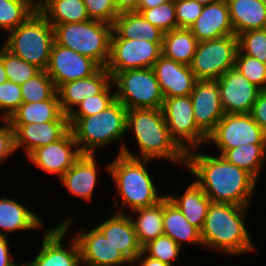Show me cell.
I'll return each mask as SVG.
<instances>
[{
    "label": "cell",
    "mask_w": 266,
    "mask_h": 266,
    "mask_svg": "<svg viewBox=\"0 0 266 266\" xmlns=\"http://www.w3.org/2000/svg\"><path fill=\"white\" fill-rule=\"evenodd\" d=\"M195 152L186 153V169L197 177L195 182L213 203L249 206L257 180L247 171L218 157Z\"/></svg>",
    "instance_id": "cell-1"
},
{
    "label": "cell",
    "mask_w": 266,
    "mask_h": 266,
    "mask_svg": "<svg viewBox=\"0 0 266 266\" xmlns=\"http://www.w3.org/2000/svg\"><path fill=\"white\" fill-rule=\"evenodd\" d=\"M132 129L140 148V157L133 155L125 144H121L119 154L149 161L164 158L185 167L186 153L171 138L161 108L128 109L127 133Z\"/></svg>",
    "instance_id": "cell-2"
},
{
    "label": "cell",
    "mask_w": 266,
    "mask_h": 266,
    "mask_svg": "<svg viewBox=\"0 0 266 266\" xmlns=\"http://www.w3.org/2000/svg\"><path fill=\"white\" fill-rule=\"evenodd\" d=\"M248 209L249 206L211 202L200 230L203 246L230 256L256 250L244 223Z\"/></svg>",
    "instance_id": "cell-3"
},
{
    "label": "cell",
    "mask_w": 266,
    "mask_h": 266,
    "mask_svg": "<svg viewBox=\"0 0 266 266\" xmlns=\"http://www.w3.org/2000/svg\"><path fill=\"white\" fill-rule=\"evenodd\" d=\"M149 160L136 159L118 154L106 170L112 176L122 205L130 211L150 207L162 201L166 195H158L152 178L147 171Z\"/></svg>",
    "instance_id": "cell-4"
},
{
    "label": "cell",
    "mask_w": 266,
    "mask_h": 266,
    "mask_svg": "<svg viewBox=\"0 0 266 266\" xmlns=\"http://www.w3.org/2000/svg\"><path fill=\"white\" fill-rule=\"evenodd\" d=\"M127 111L122 103L115 100L95 115L68 117L70 130L81 153L94 155L96 149L122 138L127 132Z\"/></svg>",
    "instance_id": "cell-5"
},
{
    "label": "cell",
    "mask_w": 266,
    "mask_h": 266,
    "mask_svg": "<svg viewBox=\"0 0 266 266\" xmlns=\"http://www.w3.org/2000/svg\"><path fill=\"white\" fill-rule=\"evenodd\" d=\"M8 34L7 41L3 43L8 51L46 70L54 43V28L38 10Z\"/></svg>",
    "instance_id": "cell-6"
},
{
    "label": "cell",
    "mask_w": 266,
    "mask_h": 266,
    "mask_svg": "<svg viewBox=\"0 0 266 266\" xmlns=\"http://www.w3.org/2000/svg\"><path fill=\"white\" fill-rule=\"evenodd\" d=\"M52 26L57 44L93 59L101 67L107 65L113 25L90 19Z\"/></svg>",
    "instance_id": "cell-7"
},
{
    "label": "cell",
    "mask_w": 266,
    "mask_h": 266,
    "mask_svg": "<svg viewBox=\"0 0 266 266\" xmlns=\"http://www.w3.org/2000/svg\"><path fill=\"white\" fill-rule=\"evenodd\" d=\"M116 100L127 109L162 107L164 96L153 68L129 69L112 77Z\"/></svg>",
    "instance_id": "cell-8"
},
{
    "label": "cell",
    "mask_w": 266,
    "mask_h": 266,
    "mask_svg": "<svg viewBox=\"0 0 266 266\" xmlns=\"http://www.w3.org/2000/svg\"><path fill=\"white\" fill-rule=\"evenodd\" d=\"M238 38L235 34L198 42L190 68L197 80H217L235 67Z\"/></svg>",
    "instance_id": "cell-9"
},
{
    "label": "cell",
    "mask_w": 266,
    "mask_h": 266,
    "mask_svg": "<svg viewBox=\"0 0 266 266\" xmlns=\"http://www.w3.org/2000/svg\"><path fill=\"white\" fill-rule=\"evenodd\" d=\"M161 110L171 138L185 153L207 142L195 122L190 95L164 98Z\"/></svg>",
    "instance_id": "cell-10"
},
{
    "label": "cell",
    "mask_w": 266,
    "mask_h": 266,
    "mask_svg": "<svg viewBox=\"0 0 266 266\" xmlns=\"http://www.w3.org/2000/svg\"><path fill=\"white\" fill-rule=\"evenodd\" d=\"M161 55L162 43L111 38L110 55L105 68L111 77L129 69L152 68Z\"/></svg>",
    "instance_id": "cell-11"
},
{
    "label": "cell",
    "mask_w": 266,
    "mask_h": 266,
    "mask_svg": "<svg viewBox=\"0 0 266 266\" xmlns=\"http://www.w3.org/2000/svg\"><path fill=\"white\" fill-rule=\"evenodd\" d=\"M222 155L226 150L247 144H266V133L249 113H225L207 137Z\"/></svg>",
    "instance_id": "cell-12"
},
{
    "label": "cell",
    "mask_w": 266,
    "mask_h": 266,
    "mask_svg": "<svg viewBox=\"0 0 266 266\" xmlns=\"http://www.w3.org/2000/svg\"><path fill=\"white\" fill-rule=\"evenodd\" d=\"M72 218H67L60 224L44 233L42 247L38 255L29 262L28 266H80L81 257L75 238L70 241L68 248L62 246V240L72 225Z\"/></svg>",
    "instance_id": "cell-13"
},
{
    "label": "cell",
    "mask_w": 266,
    "mask_h": 266,
    "mask_svg": "<svg viewBox=\"0 0 266 266\" xmlns=\"http://www.w3.org/2000/svg\"><path fill=\"white\" fill-rule=\"evenodd\" d=\"M100 68L101 66L93 59L63 47L54 41L45 71L58 89L66 82L89 77Z\"/></svg>",
    "instance_id": "cell-14"
},
{
    "label": "cell",
    "mask_w": 266,
    "mask_h": 266,
    "mask_svg": "<svg viewBox=\"0 0 266 266\" xmlns=\"http://www.w3.org/2000/svg\"><path fill=\"white\" fill-rule=\"evenodd\" d=\"M190 98L197 127L208 137L225 115L216 80H197Z\"/></svg>",
    "instance_id": "cell-15"
},
{
    "label": "cell",
    "mask_w": 266,
    "mask_h": 266,
    "mask_svg": "<svg viewBox=\"0 0 266 266\" xmlns=\"http://www.w3.org/2000/svg\"><path fill=\"white\" fill-rule=\"evenodd\" d=\"M77 146L74 135L69 130L61 139L35 149L27 158L41 170L57 174L61 178L82 155Z\"/></svg>",
    "instance_id": "cell-16"
},
{
    "label": "cell",
    "mask_w": 266,
    "mask_h": 266,
    "mask_svg": "<svg viewBox=\"0 0 266 266\" xmlns=\"http://www.w3.org/2000/svg\"><path fill=\"white\" fill-rule=\"evenodd\" d=\"M216 82L225 113H250L262 91L235 68L226 71Z\"/></svg>",
    "instance_id": "cell-17"
},
{
    "label": "cell",
    "mask_w": 266,
    "mask_h": 266,
    "mask_svg": "<svg viewBox=\"0 0 266 266\" xmlns=\"http://www.w3.org/2000/svg\"><path fill=\"white\" fill-rule=\"evenodd\" d=\"M81 231L77 233L78 235L75 239L79 246L82 264L88 266H122L130 264L97 227L87 233L83 230Z\"/></svg>",
    "instance_id": "cell-18"
},
{
    "label": "cell",
    "mask_w": 266,
    "mask_h": 266,
    "mask_svg": "<svg viewBox=\"0 0 266 266\" xmlns=\"http://www.w3.org/2000/svg\"><path fill=\"white\" fill-rule=\"evenodd\" d=\"M152 68L164 98L188 96L193 91L197 79L190 66L161 55Z\"/></svg>",
    "instance_id": "cell-19"
},
{
    "label": "cell",
    "mask_w": 266,
    "mask_h": 266,
    "mask_svg": "<svg viewBox=\"0 0 266 266\" xmlns=\"http://www.w3.org/2000/svg\"><path fill=\"white\" fill-rule=\"evenodd\" d=\"M14 130L15 150L24 147L27 157L37 148L54 143L69 130V121L45 123L11 124Z\"/></svg>",
    "instance_id": "cell-20"
},
{
    "label": "cell",
    "mask_w": 266,
    "mask_h": 266,
    "mask_svg": "<svg viewBox=\"0 0 266 266\" xmlns=\"http://www.w3.org/2000/svg\"><path fill=\"white\" fill-rule=\"evenodd\" d=\"M110 83L111 74L101 67L95 74L62 84L57 93L62 112L69 115L84 99L101 93Z\"/></svg>",
    "instance_id": "cell-21"
},
{
    "label": "cell",
    "mask_w": 266,
    "mask_h": 266,
    "mask_svg": "<svg viewBox=\"0 0 266 266\" xmlns=\"http://www.w3.org/2000/svg\"><path fill=\"white\" fill-rule=\"evenodd\" d=\"M96 227L131 264L142 252L130 216L125 215L120 209Z\"/></svg>",
    "instance_id": "cell-22"
},
{
    "label": "cell",
    "mask_w": 266,
    "mask_h": 266,
    "mask_svg": "<svg viewBox=\"0 0 266 266\" xmlns=\"http://www.w3.org/2000/svg\"><path fill=\"white\" fill-rule=\"evenodd\" d=\"M189 29L199 42L234 34L227 1L204 5Z\"/></svg>",
    "instance_id": "cell-23"
},
{
    "label": "cell",
    "mask_w": 266,
    "mask_h": 266,
    "mask_svg": "<svg viewBox=\"0 0 266 266\" xmlns=\"http://www.w3.org/2000/svg\"><path fill=\"white\" fill-rule=\"evenodd\" d=\"M97 166L94 155L82 154L60 178L61 183L70 194L90 201L97 182Z\"/></svg>",
    "instance_id": "cell-24"
},
{
    "label": "cell",
    "mask_w": 266,
    "mask_h": 266,
    "mask_svg": "<svg viewBox=\"0 0 266 266\" xmlns=\"http://www.w3.org/2000/svg\"><path fill=\"white\" fill-rule=\"evenodd\" d=\"M234 34L266 28V1L227 0Z\"/></svg>",
    "instance_id": "cell-25"
},
{
    "label": "cell",
    "mask_w": 266,
    "mask_h": 266,
    "mask_svg": "<svg viewBox=\"0 0 266 266\" xmlns=\"http://www.w3.org/2000/svg\"><path fill=\"white\" fill-rule=\"evenodd\" d=\"M10 124L45 123L50 121H68L60 107L56 92L50 99L40 102H23L8 118Z\"/></svg>",
    "instance_id": "cell-26"
},
{
    "label": "cell",
    "mask_w": 266,
    "mask_h": 266,
    "mask_svg": "<svg viewBox=\"0 0 266 266\" xmlns=\"http://www.w3.org/2000/svg\"><path fill=\"white\" fill-rule=\"evenodd\" d=\"M164 33L138 12L120 13L113 23L111 38L139 39L162 43Z\"/></svg>",
    "instance_id": "cell-27"
},
{
    "label": "cell",
    "mask_w": 266,
    "mask_h": 266,
    "mask_svg": "<svg viewBox=\"0 0 266 266\" xmlns=\"http://www.w3.org/2000/svg\"><path fill=\"white\" fill-rule=\"evenodd\" d=\"M163 227L164 235L172 238L180 247L183 241L188 245L200 244L203 247L200 230L189 223L167 197L163 199Z\"/></svg>",
    "instance_id": "cell-28"
},
{
    "label": "cell",
    "mask_w": 266,
    "mask_h": 266,
    "mask_svg": "<svg viewBox=\"0 0 266 266\" xmlns=\"http://www.w3.org/2000/svg\"><path fill=\"white\" fill-rule=\"evenodd\" d=\"M41 219L27 207L10 198H0V236L16 230H32L43 227ZM1 230V229H0Z\"/></svg>",
    "instance_id": "cell-29"
},
{
    "label": "cell",
    "mask_w": 266,
    "mask_h": 266,
    "mask_svg": "<svg viewBox=\"0 0 266 266\" xmlns=\"http://www.w3.org/2000/svg\"><path fill=\"white\" fill-rule=\"evenodd\" d=\"M166 197L182 212L189 223L199 230L203 228L211 200L195 181L187 187L183 195Z\"/></svg>",
    "instance_id": "cell-30"
},
{
    "label": "cell",
    "mask_w": 266,
    "mask_h": 266,
    "mask_svg": "<svg viewBox=\"0 0 266 266\" xmlns=\"http://www.w3.org/2000/svg\"><path fill=\"white\" fill-rule=\"evenodd\" d=\"M198 42L190 29H173L163 35L162 55L178 63L190 66Z\"/></svg>",
    "instance_id": "cell-31"
},
{
    "label": "cell",
    "mask_w": 266,
    "mask_h": 266,
    "mask_svg": "<svg viewBox=\"0 0 266 266\" xmlns=\"http://www.w3.org/2000/svg\"><path fill=\"white\" fill-rule=\"evenodd\" d=\"M38 11L51 25L90 20L84 0H47Z\"/></svg>",
    "instance_id": "cell-32"
},
{
    "label": "cell",
    "mask_w": 266,
    "mask_h": 266,
    "mask_svg": "<svg viewBox=\"0 0 266 266\" xmlns=\"http://www.w3.org/2000/svg\"><path fill=\"white\" fill-rule=\"evenodd\" d=\"M131 212L138 214L136 220L135 217L130 218L134 225L137 240L141 246L156 239L158 236L164 235L163 200L156 205L139 208Z\"/></svg>",
    "instance_id": "cell-33"
},
{
    "label": "cell",
    "mask_w": 266,
    "mask_h": 266,
    "mask_svg": "<svg viewBox=\"0 0 266 266\" xmlns=\"http://www.w3.org/2000/svg\"><path fill=\"white\" fill-rule=\"evenodd\" d=\"M229 163L247 171L256 180L266 157V144H245L226 150L222 155Z\"/></svg>",
    "instance_id": "cell-34"
},
{
    "label": "cell",
    "mask_w": 266,
    "mask_h": 266,
    "mask_svg": "<svg viewBox=\"0 0 266 266\" xmlns=\"http://www.w3.org/2000/svg\"><path fill=\"white\" fill-rule=\"evenodd\" d=\"M36 10L26 0H0V28L8 33L25 22Z\"/></svg>",
    "instance_id": "cell-35"
},
{
    "label": "cell",
    "mask_w": 266,
    "mask_h": 266,
    "mask_svg": "<svg viewBox=\"0 0 266 266\" xmlns=\"http://www.w3.org/2000/svg\"><path fill=\"white\" fill-rule=\"evenodd\" d=\"M0 49V60L4 65L8 81L22 85L41 71L35 65L13 55L4 46Z\"/></svg>",
    "instance_id": "cell-36"
},
{
    "label": "cell",
    "mask_w": 266,
    "mask_h": 266,
    "mask_svg": "<svg viewBox=\"0 0 266 266\" xmlns=\"http://www.w3.org/2000/svg\"><path fill=\"white\" fill-rule=\"evenodd\" d=\"M23 102H40L50 99L57 89L45 70L20 85Z\"/></svg>",
    "instance_id": "cell-37"
},
{
    "label": "cell",
    "mask_w": 266,
    "mask_h": 266,
    "mask_svg": "<svg viewBox=\"0 0 266 266\" xmlns=\"http://www.w3.org/2000/svg\"><path fill=\"white\" fill-rule=\"evenodd\" d=\"M135 12L140 13L148 22L163 33L177 28L174 0H170L151 9H137Z\"/></svg>",
    "instance_id": "cell-38"
},
{
    "label": "cell",
    "mask_w": 266,
    "mask_h": 266,
    "mask_svg": "<svg viewBox=\"0 0 266 266\" xmlns=\"http://www.w3.org/2000/svg\"><path fill=\"white\" fill-rule=\"evenodd\" d=\"M181 247L169 236L161 235L142 246L147 256L173 266L172 261L179 258Z\"/></svg>",
    "instance_id": "cell-39"
},
{
    "label": "cell",
    "mask_w": 266,
    "mask_h": 266,
    "mask_svg": "<svg viewBox=\"0 0 266 266\" xmlns=\"http://www.w3.org/2000/svg\"><path fill=\"white\" fill-rule=\"evenodd\" d=\"M234 68L261 90H266V63L245 55L238 49Z\"/></svg>",
    "instance_id": "cell-40"
},
{
    "label": "cell",
    "mask_w": 266,
    "mask_h": 266,
    "mask_svg": "<svg viewBox=\"0 0 266 266\" xmlns=\"http://www.w3.org/2000/svg\"><path fill=\"white\" fill-rule=\"evenodd\" d=\"M238 49L245 55L266 63V28L237 35Z\"/></svg>",
    "instance_id": "cell-41"
},
{
    "label": "cell",
    "mask_w": 266,
    "mask_h": 266,
    "mask_svg": "<svg viewBox=\"0 0 266 266\" xmlns=\"http://www.w3.org/2000/svg\"><path fill=\"white\" fill-rule=\"evenodd\" d=\"M112 85H114L113 82L112 84L110 83L98 95L84 99L74 108V110L68 115V117L92 116L106 109L116 100L115 93L113 94V92L111 91V89H113Z\"/></svg>",
    "instance_id": "cell-42"
},
{
    "label": "cell",
    "mask_w": 266,
    "mask_h": 266,
    "mask_svg": "<svg viewBox=\"0 0 266 266\" xmlns=\"http://www.w3.org/2000/svg\"><path fill=\"white\" fill-rule=\"evenodd\" d=\"M22 103L20 85L8 80L0 85V118L8 119Z\"/></svg>",
    "instance_id": "cell-43"
},
{
    "label": "cell",
    "mask_w": 266,
    "mask_h": 266,
    "mask_svg": "<svg viewBox=\"0 0 266 266\" xmlns=\"http://www.w3.org/2000/svg\"><path fill=\"white\" fill-rule=\"evenodd\" d=\"M84 4L91 20H97L113 25L120 14L112 0H84Z\"/></svg>",
    "instance_id": "cell-44"
},
{
    "label": "cell",
    "mask_w": 266,
    "mask_h": 266,
    "mask_svg": "<svg viewBox=\"0 0 266 266\" xmlns=\"http://www.w3.org/2000/svg\"><path fill=\"white\" fill-rule=\"evenodd\" d=\"M177 28L189 29L202 13L204 5L195 0H174Z\"/></svg>",
    "instance_id": "cell-45"
},
{
    "label": "cell",
    "mask_w": 266,
    "mask_h": 266,
    "mask_svg": "<svg viewBox=\"0 0 266 266\" xmlns=\"http://www.w3.org/2000/svg\"><path fill=\"white\" fill-rule=\"evenodd\" d=\"M3 125L0 127V162L6 160L14 154V130L8 119H2Z\"/></svg>",
    "instance_id": "cell-46"
},
{
    "label": "cell",
    "mask_w": 266,
    "mask_h": 266,
    "mask_svg": "<svg viewBox=\"0 0 266 266\" xmlns=\"http://www.w3.org/2000/svg\"><path fill=\"white\" fill-rule=\"evenodd\" d=\"M266 133V90H262L249 113Z\"/></svg>",
    "instance_id": "cell-47"
},
{
    "label": "cell",
    "mask_w": 266,
    "mask_h": 266,
    "mask_svg": "<svg viewBox=\"0 0 266 266\" xmlns=\"http://www.w3.org/2000/svg\"><path fill=\"white\" fill-rule=\"evenodd\" d=\"M13 255L9 252L6 236H0V266H17Z\"/></svg>",
    "instance_id": "cell-48"
},
{
    "label": "cell",
    "mask_w": 266,
    "mask_h": 266,
    "mask_svg": "<svg viewBox=\"0 0 266 266\" xmlns=\"http://www.w3.org/2000/svg\"><path fill=\"white\" fill-rule=\"evenodd\" d=\"M139 1L140 0H112L119 13L136 11Z\"/></svg>",
    "instance_id": "cell-49"
},
{
    "label": "cell",
    "mask_w": 266,
    "mask_h": 266,
    "mask_svg": "<svg viewBox=\"0 0 266 266\" xmlns=\"http://www.w3.org/2000/svg\"><path fill=\"white\" fill-rule=\"evenodd\" d=\"M142 259V260H141ZM139 262L140 266H170L166 263H163L161 261H159L158 259H154L152 257L147 256V254H144L143 252H141L134 260V263ZM142 261V262H141Z\"/></svg>",
    "instance_id": "cell-50"
},
{
    "label": "cell",
    "mask_w": 266,
    "mask_h": 266,
    "mask_svg": "<svg viewBox=\"0 0 266 266\" xmlns=\"http://www.w3.org/2000/svg\"><path fill=\"white\" fill-rule=\"evenodd\" d=\"M170 0H140L138 4V9H151L161 4H164Z\"/></svg>",
    "instance_id": "cell-51"
},
{
    "label": "cell",
    "mask_w": 266,
    "mask_h": 266,
    "mask_svg": "<svg viewBox=\"0 0 266 266\" xmlns=\"http://www.w3.org/2000/svg\"><path fill=\"white\" fill-rule=\"evenodd\" d=\"M8 80L7 74L5 72V68L4 65L2 63V61L0 60V85L3 82H6Z\"/></svg>",
    "instance_id": "cell-52"
},
{
    "label": "cell",
    "mask_w": 266,
    "mask_h": 266,
    "mask_svg": "<svg viewBox=\"0 0 266 266\" xmlns=\"http://www.w3.org/2000/svg\"><path fill=\"white\" fill-rule=\"evenodd\" d=\"M26 1H28L32 6H34L38 10L47 0H37V2H35V0Z\"/></svg>",
    "instance_id": "cell-53"
},
{
    "label": "cell",
    "mask_w": 266,
    "mask_h": 266,
    "mask_svg": "<svg viewBox=\"0 0 266 266\" xmlns=\"http://www.w3.org/2000/svg\"><path fill=\"white\" fill-rule=\"evenodd\" d=\"M195 1H197L198 3H200L202 5H208V4L227 1V0H195Z\"/></svg>",
    "instance_id": "cell-54"
},
{
    "label": "cell",
    "mask_w": 266,
    "mask_h": 266,
    "mask_svg": "<svg viewBox=\"0 0 266 266\" xmlns=\"http://www.w3.org/2000/svg\"><path fill=\"white\" fill-rule=\"evenodd\" d=\"M17 266H28V265L25 263V264H22V265H19V264H18Z\"/></svg>",
    "instance_id": "cell-55"
}]
</instances>
